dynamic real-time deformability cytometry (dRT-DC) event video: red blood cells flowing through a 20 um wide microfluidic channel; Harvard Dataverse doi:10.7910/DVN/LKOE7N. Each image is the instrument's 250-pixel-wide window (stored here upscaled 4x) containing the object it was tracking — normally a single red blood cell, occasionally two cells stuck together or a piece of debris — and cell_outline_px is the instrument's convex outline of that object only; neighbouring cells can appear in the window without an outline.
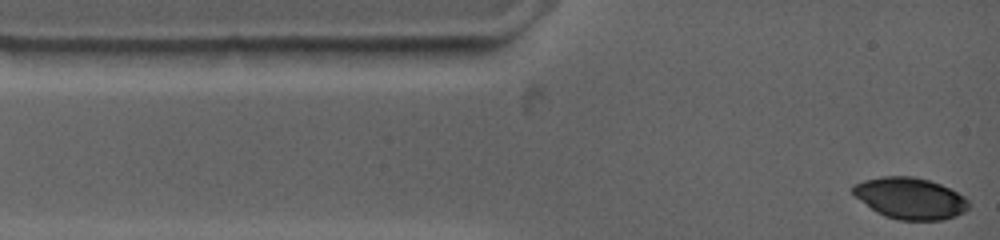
{"species": "common noctule bat (a hibernating species)", "species_latin": "Nyctalus noctula", "temperature_condition": "warm", "stored_images_in_passage": 14, "camera_frame_rate_fps": 4500, "um_per_image_px": 0.085, "animal": {"sex": "female", "body_mass_g": 19.0, "forearm_length_mm": 53.3}, "frame": {"image": 1, "passage_image": 1, "time_ms": 0.0, "image_size_px": [1000, 240], "cell_outline_px": [[968, 208], [964, 212], [956, 216], [944, 220], [896, 220], [884, 216], [876, 212], [860, 200], [852, 192], [852, 188], [856, 184], [868, 180], [884, 176], [912, 176], [928, 180], [940, 184], [964, 196], [968, 200]], "centroid_in_image_um": [77.38, 16.87], "position_along_channel_um": 7.6, "area_um2": 27.69}}